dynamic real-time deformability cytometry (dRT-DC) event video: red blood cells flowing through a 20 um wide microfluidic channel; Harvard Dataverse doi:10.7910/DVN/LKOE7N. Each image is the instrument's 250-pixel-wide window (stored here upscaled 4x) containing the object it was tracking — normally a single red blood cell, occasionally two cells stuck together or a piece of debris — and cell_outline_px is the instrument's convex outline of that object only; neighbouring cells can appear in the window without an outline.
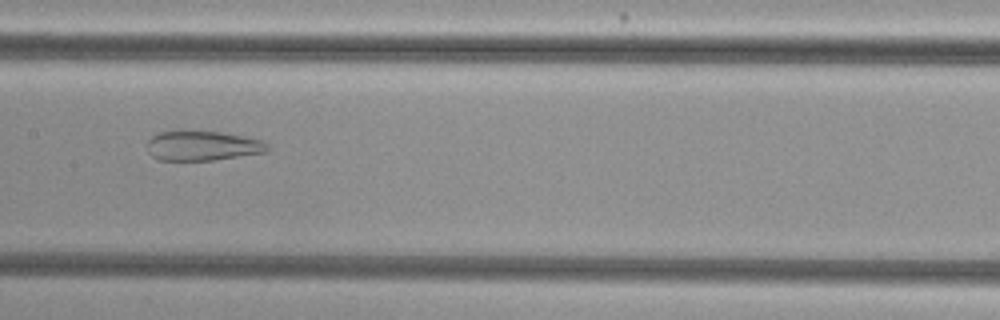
{"species": "common noctule bat (a hibernating species)", "species_latin": "Nyctalus noctula", "temperature_condition": "cold", "stored_images_in_passage": 39, "camera_frame_rate_fps": 3000, "um_per_image_px": 0.085, "animal": {"sex": "female", "body_mass_g": 29.2, "forearm_length_mm": 56.3}, "frame": {"image": 1, "passage_image": 12, "time_ms": 3.667, "image_size_px": [1000, 320], "cell_outline_px": [[268, 148], [264, 152], [212, 160], [156, 160], [148, 152], [148, 140], [152, 136], [160, 132], [220, 132], [264, 140], [268, 144]], "centroid_in_image_um": [17.2, 12.4], "position_along_channel_um": 190.2, "area_um2": 20.4}}
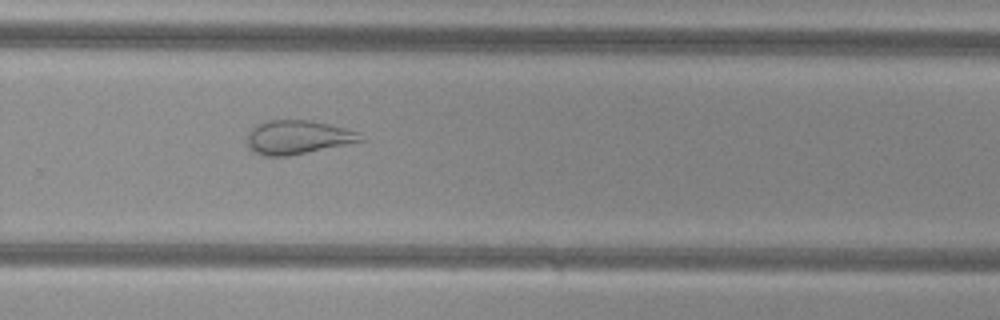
{"frame": {"image": 2, "passage_image": 21, "time_ms": 6.667, "image_size_px": [1000, 320], "cell_outline_px": [[364, 140], [348, 144], [288, 156], [264, 156], [252, 152], [248, 148], [244, 140], [248, 132], [256, 124], [268, 120], [308, 120], [328, 124], [344, 128], [356, 132]], "centroid_in_image_um": [25.19, 11.68], "position_along_channel_um": 304.6, "area_um2": 22.43}}
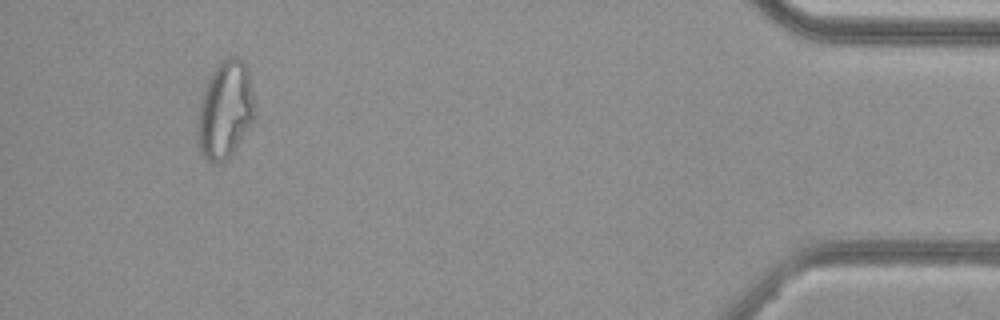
{"frame": {"image": 3, "passage_image": 35, "time_ms": 11.333, "image_size_px": [1000, 320], "cell_outline_px": [[256, 112], [252, 120], [240, 140], [232, 152], [220, 164], [216, 164], [208, 160], [200, 152], [196, 140], [196, 120], [204, 88], [216, 64], [220, 60], [228, 56], [236, 56], [248, 68], [256, 108]], "centroid_in_image_um": [19.11, 9.32], "position_along_channel_um": 416.1, "area_um2": 32.66}}